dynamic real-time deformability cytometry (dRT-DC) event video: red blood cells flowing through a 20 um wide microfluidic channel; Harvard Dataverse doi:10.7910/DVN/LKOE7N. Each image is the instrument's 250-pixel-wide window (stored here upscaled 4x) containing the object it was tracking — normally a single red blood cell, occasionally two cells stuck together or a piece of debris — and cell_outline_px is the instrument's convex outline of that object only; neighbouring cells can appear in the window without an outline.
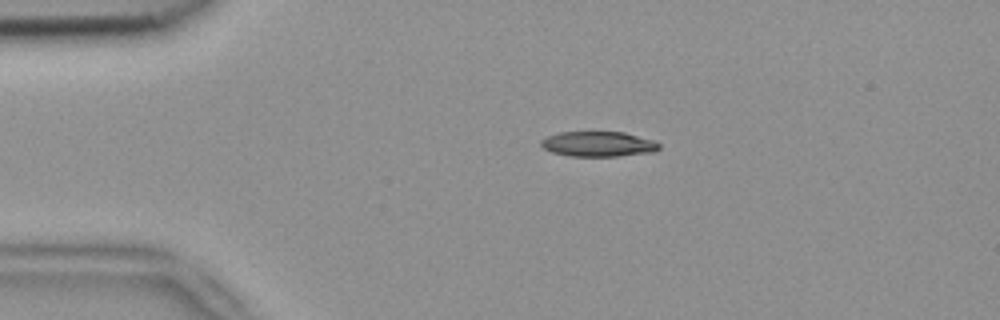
{"species": "common noctule bat (a hibernating species)", "species_latin": "Nyctalus noctula", "temperature_condition": "room temperature", "stored_images_in_passage": 2, "camera_frame_rate_fps": 3000, "um_per_image_px": 0.085, "animal": {"sex": "female", "body_mass_g": 18.4}, "frame": {"image": 1, "passage_image": 1, "time_ms": 0.0, "image_size_px": [1000, 320], "cell_outline_px": [[660, 148], [656, 152], [616, 156], [572, 156], [552, 152], [544, 148], [540, 144], [540, 140], [548, 136], [560, 132], [624, 132], [656, 140], [660, 144]], "centroid_in_image_um": [50.91, 12.24], "position_along_channel_um": 34.1, "area_um2": 17.4}}